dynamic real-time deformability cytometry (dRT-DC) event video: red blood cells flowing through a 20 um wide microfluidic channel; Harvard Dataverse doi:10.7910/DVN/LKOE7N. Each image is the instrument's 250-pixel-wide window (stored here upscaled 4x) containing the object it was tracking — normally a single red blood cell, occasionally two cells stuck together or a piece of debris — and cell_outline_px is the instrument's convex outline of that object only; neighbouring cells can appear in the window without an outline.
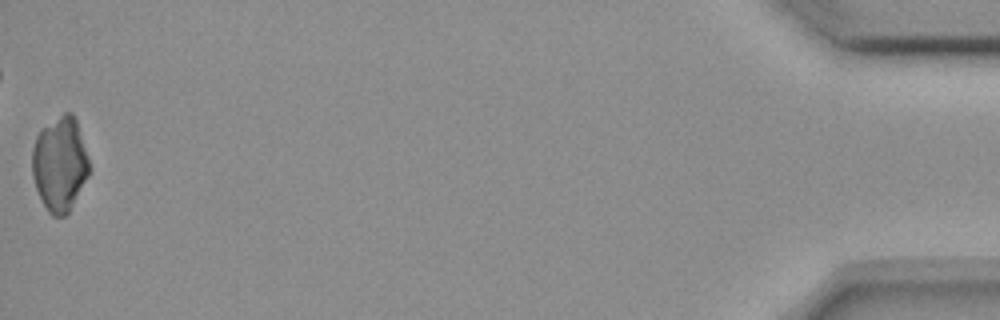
{"species": "common noctule bat (a hibernating species)", "species_latin": "Nyctalus noctula", "temperature_condition": "room temperature", "stored_images_in_passage": 42, "camera_frame_rate_fps": 3000, "um_per_image_px": 0.085, "animal": {"sex": "female", "body_mass_g": 18.4}, "frame": {"image": 1, "passage_image": 42, "time_ms": 13.667, "image_size_px": [1000, 320], "cell_outline_px": [[92, 168], [88, 176], [68, 212], [64, 216], [52, 216], [48, 212], [36, 188], [32, 176], [32, 148], [36, 136], [44, 128], [64, 112], [72, 112], [76, 120]], "centroid_in_image_um": [5.09, 13.95], "position_along_channel_um": 430.1, "area_um2": 31.15}}